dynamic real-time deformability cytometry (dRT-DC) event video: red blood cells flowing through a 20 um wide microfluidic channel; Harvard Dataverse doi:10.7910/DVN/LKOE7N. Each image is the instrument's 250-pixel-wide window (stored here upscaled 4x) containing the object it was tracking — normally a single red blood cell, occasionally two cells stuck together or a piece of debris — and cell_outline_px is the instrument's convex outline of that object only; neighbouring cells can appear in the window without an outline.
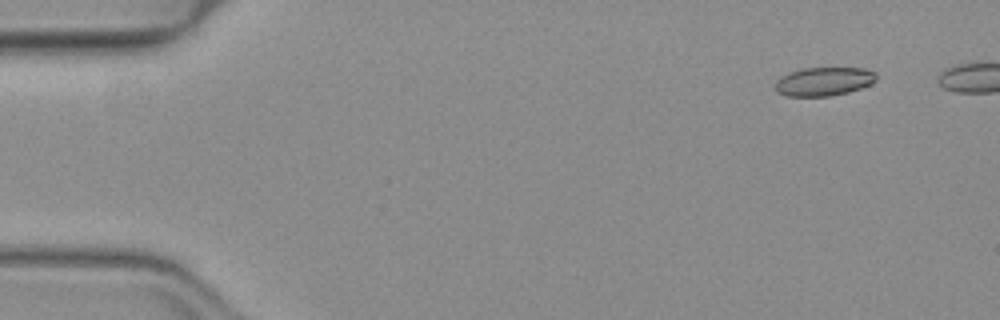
{"species": "common noctule bat (a hibernating species)", "species_latin": "Nyctalus noctula", "temperature_condition": "warm", "stored_images_in_passage": 17, "camera_frame_rate_fps": 3000, "um_per_image_px": 0.085, "animal": {"sex": "female", "body_mass_g": 19.3, "forearm_length_mm": 54.1}, "frame": {"image": 1, "passage_image": 5, "time_ms": 1.333, "image_size_px": [1000, 320], "cell_outline_px": [[876, 80], [872, 84], [848, 92], [828, 96], [788, 96], [776, 92], [776, 80], [780, 76], [788, 72], [804, 68], [864, 68], [876, 72]], "centroid_in_image_um": [70.02, 6.92], "position_along_channel_um": 15.0, "area_um2": 16.94}}